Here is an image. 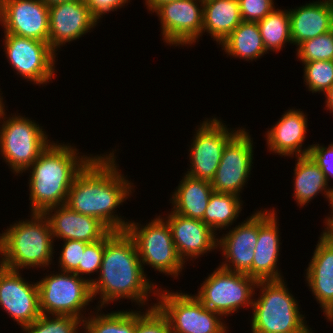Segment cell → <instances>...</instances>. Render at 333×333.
Listing matches in <instances>:
<instances>
[{
	"mask_svg": "<svg viewBox=\"0 0 333 333\" xmlns=\"http://www.w3.org/2000/svg\"><path fill=\"white\" fill-rule=\"evenodd\" d=\"M115 160L113 152L94 156L75 177L65 205L99 219L111 231L118 232L125 231L129 222L114 211L132 195L133 183L124 178Z\"/></svg>",
	"mask_w": 333,
	"mask_h": 333,
	"instance_id": "cell-1",
	"label": "cell"
},
{
	"mask_svg": "<svg viewBox=\"0 0 333 333\" xmlns=\"http://www.w3.org/2000/svg\"><path fill=\"white\" fill-rule=\"evenodd\" d=\"M99 275L98 279H90L93 298L101 294L98 312L104 304L122 298L144 306L150 293L158 291L156 285L146 278L135 242L126 231H110L105 236Z\"/></svg>",
	"mask_w": 333,
	"mask_h": 333,
	"instance_id": "cell-2",
	"label": "cell"
},
{
	"mask_svg": "<svg viewBox=\"0 0 333 333\" xmlns=\"http://www.w3.org/2000/svg\"><path fill=\"white\" fill-rule=\"evenodd\" d=\"M77 151L69 144L52 142L27 169L32 170L29 176L31 213H44L48 208L66 204L75 177L94 158L91 154L77 156Z\"/></svg>",
	"mask_w": 333,
	"mask_h": 333,
	"instance_id": "cell-3",
	"label": "cell"
},
{
	"mask_svg": "<svg viewBox=\"0 0 333 333\" xmlns=\"http://www.w3.org/2000/svg\"><path fill=\"white\" fill-rule=\"evenodd\" d=\"M31 217L30 221L10 225L0 234L3 267L19 271L25 267H48L52 263L54 239L49 221L43 213H32Z\"/></svg>",
	"mask_w": 333,
	"mask_h": 333,
	"instance_id": "cell-4",
	"label": "cell"
},
{
	"mask_svg": "<svg viewBox=\"0 0 333 333\" xmlns=\"http://www.w3.org/2000/svg\"><path fill=\"white\" fill-rule=\"evenodd\" d=\"M286 287L284 279L257 281L261 294L253 299L252 333H313Z\"/></svg>",
	"mask_w": 333,
	"mask_h": 333,
	"instance_id": "cell-5",
	"label": "cell"
},
{
	"mask_svg": "<svg viewBox=\"0 0 333 333\" xmlns=\"http://www.w3.org/2000/svg\"><path fill=\"white\" fill-rule=\"evenodd\" d=\"M4 108L3 104L0 108V120L3 119L0 127V154L11 171L22 174L52 142L34 120L21 115L9 116L7 119Z\"/></svg>",
	"mask_w": 333,
	"mask_h": 333,
	"instance_id": "cell-6",
	"label": "cell"
},
{
	"mask_svg": "<svg viewBox=\"0 0 333 333\" xmlns=\"http://www.w3.org/2000/svg\"><path fill=\"white\" fill-rule=\"evenodd\" d=\"M130 222L126 232L133 239L141 264L149 265L161 273L177 277L185 263L179 257L171 228L164 217H156L146 226Z\"/></svg>",
	"mask_w": 333,
	"mask_h": 333,
	"instance_id": "cell-7",
	"label": "cell"
},
{
	"mask_svg": "<svg viewBox=\"0 0 333 333\" xmlns=\"http://www.w3.org/2000/svg\"><path fill=\"white\" fill-rule=\"evenodd\" d=\"M160 291L152 292L159 297L155 306L167 318L171 333H227L222 316L205 307L194 295Z\"/></svg>",
	"mask_w": 333,
	"mask_h": 333,
	"instance_id": "cell-8",
	"label": "cell"
},
{
	"mask_svg": "<svg viewBox=\"0 0 333 333\" xmlns=\"http://www.w3.org/2000/svg\"><path fill=\"white\" fill-rule=\"evenodd\" d=\"M37 284L43 315H67L85 319L81 311L84 312V307L93 300L90 278L84 279L75 273L61 271L56 275H46Z\"/></svg>",
	"mask_w": 333,
	"mask_h": 333,
	"instance_id": "cell-9",
	"label": "cell"
},
{
	"mask_svg": "<svg viewBox=\"0 0 333 333\" xmlns=\"http://www.w3.org/2000/svg\"><path fill=\"white\" fill-rule=\"evenodd\" d=\"M256 284L257 281L247 274L219 266L205 279L194 296L205 307L225 317L237 312L242 306L252 308Z\"/></svg>",
	"mask_w": 333,
	"mask_h": 333,
	"instance_id": "cell-10",
	"label": "cell"
},
{
	"mask_svg": "<svg viewBox=\"0 0 333 333\" xmlns=\"http://www.w3.org/2000/svg\"><path fill=\"white\" fill-rule=\"evenodd\" d=\"M4 49L13 70L35 84L48 83L55 73L56 52L48 42L4 33Z\"/></svg>",
	"mask_w": 333,
	"mask_h": 333,
	"instance_id": "cell-11",
	"label": "cell"
},
{
	"mask_svg": "<svg viewBox=\"0 0 333 333\" xmlns=\"http://www.w3.org/2000/svg\"><path fill=\"white\" fill-rule=\"evenodd\" d=\"M194 134L191 148H189L191 161L190 169L185 174L195 179L211 182L221 161L223 150L227 142L240 130L229 131L217 119H206ZM191 149V150H190Z\"/></svg>",
	"mask_w": 333,
	"mask_h": 333,
	"instance_id": "cell-12",
	"label": "cell"
},
{
	"mask_svg": "<svg viewBox=\"0 0 333 333\" xmlns=\"http://www.w3.org/2000/svg\"><path fill=\"white\" fill-rule=\"evenodd\" d=\"M253 140L243 128L227 142L220 164L210 182L215 192L239 196L253 164Z\"/></svg>",
	"mask_w": 333,
	"mask_h": 333,
	"instance_id": "cell-13",
	"label": "cell"
},
{
	"mask_svg": "<svg viewBox=\"0 0 333 333\" xmlns=\"http://www.w3.org/2000/svg\"><path fill=\"white\" fill-rule=\"evenodd\" d=\"M154 12L160 18L166 44L191 45L202 36L203 0H174L161 4Z\"/></svg>",
	"mask_w": 333,
	"mask_h": 333,
	"instance_id": "cell-14",
	"label": "cell"
},
{
	"mask_svg": "<svg viewBox=\"0 0 333 333\" xmlns=\"http://www.w3.org/2000/svg\"><path fill=\"white\" fill-rule=\"evenodd\" d=\"M4 33L48 42L49 6L42 0H0Z\"/></svg>",
	"mask_w": 333,
	"mask_h": 333,
	"instance_id": "cell-15",
	"label": "cell"
},
{
	"mask_svg": "<svg viewBox=\"0 0 333 333\" xmlns=\"http://www.w3.org/2000/svg\"><path fill=\"white\" fill-rule=\"evenodd\" d=\"M19 272L3 266L0 268V307H3L23 330L42 313L37 282H26Z\"/></svg>",
	"mask_w": 333,
	"mask_h": 333,
	"instance_id": "cell-16",
	"label": "cell"
},
{
	"mask_svg": "<svg viewBox=\"0 0 333 333\" xmlns=\"http://www.w3.org/2000/svg\"><path fill=\"white\" fill-rule=\"evenodd\" d=\"M97 23L84 0H72L51 5L49 6L48 43L56 52L63 44L85 35Z\"/></svg>",
	"mask_w": 333,
	"mask_h": 333,
	"instance_id": "cell-17",
	"label": "cell"
},
{
	"mask_svg": "<svg viewBox=\"0 0 333 333\" xmlns=\"http://www.w3.org/2000/svg\"><path fill=\"white\" fill-rule=\"evenodd\" d=\"M259 232V211L244 220L241 225L229 230L225 236L218 239L217 246L222 251L226 261L222 268L247 274L251 277V267L254 259ZM229 262V263H227ZM232 264V265H231Z\"/></svg>",
	"mask_w": 333,
	"mask_h": 333,
	"instance_id": "cell-18",
	"label": "cell"
},
{
	"mask_svg": "<svg viewBox=\"0 0 333 333\" xmlns=\"http://www.w3.org/2000/svg\"><path fill=\"white\" fill-rule=\"evenodd\" d=\"M274 208L259 211V232L254 259L251 267V278L256 281L281 280L277 262L280 250L278 220ZM277 268V269H276Z\"/></svg>",
	"mask_w": 333,
	"mask_h": 333,
	"instance_id": "cell-19",
	"label": "cell"
},
{
	"mask_svg": "<svg viewBox=\"0 0 333 333\" xmlns=\"http://www.w3.org/2000/svg\"><path fill=\"white\" fill-rule=\"evenodd\" d=\"M166 218L164 220L171 228L177 253L184 263L187 258L196 260L198 256L217 249L216 232L202 220L188 218L173 211Z\"/></svg>",
	"mask_w": 333,
	"mask_h": 333,
	"instance_id": "cell-20",
	"label": "cell"
},
{
	"mask_svg": "<svg viewBox=\"0 0 333 333\" xmlns=\"http://www.w3.org/2000/svg\"><path fill=\"white\" fill-rule=\"evenodd\" d=\"M43 214L49 221L53 239L58 237L63 241L93 243L103 239L111 231L99 219L75 212L66 205L48 208Z\"/></svg>",
	"mask_w": 333,
	"mask_h": 333,
	"instance_id": "cell-21",
	"label": "cell"
},
{
	"mask_svg": "<svg viewBox=\"0 0 333 333\" xmlns=\"http://www.w3.org/2000/svg\"><path fill=\"white\" fill-rule=\"evenodd\" d=\"M306 117L300 109L285 112L266 133L269 150L280 156L308 155L312 145L303 150L301 148L308 128Z\"/></svg>",
	"mask_w": 333,
	"mask_h": 333,
	"instance_id": "cell-22",
	"label": "cell"
},
{
	"mask_svg": "<svg viewBox=\"0 0 333 333\" xmlns=\"http://www.w3.org/2000/svg\"><path fill=\"white\" fill-rule=\"evenodd\" d=\"M306 269V281L323 312L333 306V240L323 231Z\"/></svg>",
	"mask_w": 333,
	"mask_h": 333,
	"instance_id": "cell-23",
	"label": "cell"
},
{
	"mask_svg": "<svg viewBox=\"0 0 333 333\" xmlns=\"http://www.w3.org/2000/svg\"><path fill=\"white\" fill-rule=\"evenodd\" d=\"M290 36L292 44L300 43L325 34L333 27V3L329 0L306 3L290 9Z\"/></svg>",
	"mask_w": 333,
	"mask_h": 333,
	"instance_id": "cell-24",
	"label": "cell"
},
{
	"mask_svg": "<svg viewBox=\"0 0 333 333\" xmlns=\"http://www.w3.org/2000/svg\"><path fill=\"white\" fill-rule=\"evenodd\" d=\"M294 170V197L299 206L309 203L322 192L329 200L333 212V188L328 187L326 176L320 167L309 156H298Z\"/></svg>",
	"mask_w": 333,
	"mask_h": 333,
	"instance_id": "cell-25",
	"label": "cell"
},
{
	"mask_svg": "<svg viewBox=\"0 0 333 333\" xmlns=\"http://www.w3.org/2000/svg\"><path fill=\"white\" fill-rule=\"evenodd\" d=\"M172 195L173 212L203 221L205 210L214 191L209 181L184 175Z\"/></svg>",
	"mask_w": 333,
	"mask_h": 333,
	"instance_id": "cell-26",
	"label": "cell"
},
{
	"mask_svg": "<svg viewBox=\"0 0 333 333\" xmlns=\"http://www.w3.org/2000/svg\"><path fill=\"white\" fill-rule=\"evenodd\" d=\"M241 22L238 0L203 1L202 33H209L218 45L222 44Z\"/></svg>",
	"mask_w": 333,
	"mask_h": 333,
	"instance_id": "cell-27",
	"label": "cell"
},
{
	"mask_svg": "<svg viewBox=\"0 0 333 333\" xmlns=\"http://www.w3.org/2000/svg\"><path fill=\"white\" fill-rule=\"evenodd\" d=\"M221 45L226 54L248 61L267 52L257 22L242 21Z\"/></svg>",
	"mask_w": 333,
	"mask_h": 333,
	"instance_id": "cell-28",
	"label": "cell"
},
{
	"mask_svg": "<svg viewBox=\"0 0 333 333\" xmlns=\"http://www.w3.org/2000/svg\"><path fill=\"white\" fill-rule=\"evenodd\" d=\"M242 205L240 197L237 195L213 191L204 213L203 222L214 232L222 230V228L226 229L239 217Z\"/></svg>",
	"mask_w": 333,
	"mask_h": 333,
	"instance_id": "cell-29",
	"label": "cell"
},
{
	"mask_svg": "<svg viewBox=\"0 0 333 333\" xmlns=\"http://www.w3.org/2000/svg\"><path fill=\"white\" fill-rule=\"evenodd\" d=\"M264 47L268 51H280L285 43H292L288 10L273 9L264 19L257 22Z\"/></svg>",
	"mask_w": 333,
	"mask_h": 333,
	"instance_id": "cell-30",
	"label": "cell"
},
{
	"mask_svg": "<svg viewBox=\"0 0 333 333\" xmlns=\"http://www.w3.org/2000/svg\"><path fill=\"white\" fill-rule=\"evenodd\" d=\"M136 311L91 315L83 320L85 333H135Z\"/></svg>",
	"mask_w": 333,
	"mask_h": 333,
	"instance_id": "cell-31",
	"label": "cell"
},
{
	"mask_svg": "<svg viewBox=\"0 0 333 333\" xmlns=\"http://www.w3.org/2000/svg\"><path fill=\"white\" fill-rule=\"evenodd\" d=\"M43 315L23 329L25 333H78L83 320L67 315ZM82 322V323H81ZM79 327V328H78ZM80 333V331H79Z\"/></svg>",
	"mask_w": 333,
	"mask_h": 333,
	"instance_id": "cell-32",
	"label": "cell"
},
{
	"mask_svg": "<svg viewBox=\"0 0 333 333\" xmlns=\"http://www.w3.org/2000/svg\"><path fill=\"white\" fill-rule=\"evenodd\" d=\"M297 47V58L305 62L333 61V31L308 39Z\"/></svg>",
	"mask_w": 333,
	"mask_h": 333,
	"instance_id": "cell-33",
	"label": "cell"
},
{
	"mask_svg": "<svg viewBox=\"0 0 333 333\" xmlns=\"http://www.w3.org/2000/svg\"><path fill=\"white\" fill-rule=\"evenodd\" d=\"M303 64L304 82L309 91L325 93L333 85V61L317 60Z\"/></svg>",
	"mask_w": 333,
	"mask_h": 333,
	"instance_id": "cell-34",
	"label": "cell"
},
{
	"mask_svg": "<svg viewBox=\"0 0 333 333\" xmlns=\"http://www.w3.org/2000/svg\"><path fill=\"white\" fill-rule=\"evenodd\" d=\"M142 313L136 312L135 333H171L167 318L155 304Z\"/></svg>",
	"mask_w": 333,
	"mask_h": 333,
	"instance_id": "cell-35",
	"label": "cell"
},
{
	"mask_svg": "<svg viewBox=\"0 0 333 333\" xmlns=\"http://www.w3.org/2000/svg\"><path fill=\"white\" fill-rule=\"evenodd\" d=\"M104 250L105 237L99 241L88 243L82 254L81 263H79V267L74 273L84 278L83 275L100 272L98 270L101 268Z\"/></svg>",
	"mask_w": 333,
	"mask_h": 333,
	"instance_id": "cell-36",
	"label": "cell"
},
{
	"mask_svg": "<svg viewBox=\"0 0 333 333\" xmlns=\"http://www.w3.org/2000/svg\"><path fill=\"white\" fill-rule=\"evenodd\" d=\"M60 251L59 266L61 271L74 273L81 263L82 254L88 243L84 241L65 240Z\"/></svg>",
	"mask_w": 333,
	"mask_h": 333,
	"instance_id": "cell-37",
	"label": "cell"
},
{
	"mask_svg": "<svg viewBox=\"0 0 333 333\" xmlns=\"http://www.w3.org/2000/svg\"><path fill=\"white\" fill-rule=\"evenodd\" d=\"M242 21L258 22L273 9V0H238Z\"/></svg>",
	"mask_w": 333,
	"mask_h": 333,
	"instance_id": "cell-38",
	"label": "cell"
},
{
	"mask_svg": "<svg viewBox=\"0 0 333 333\" xmlns=\"http://www.w3.org/2000/svg\"><path fill=\"white\" fill-rule=\"evenodd\" d=\"M319 145L313 144L308 155L320 167L329 181V176L333 177V144L328 145L327 148Z\"/></svg>",
	"mask_w": 333,
	"mask_h": 333,
	"instance_id": "cell-39",
	"label": "cell"
},
{
	"mask_svg": "<svg viewBox=\"0 0 333 333\" xmlns=\"http://www.w3.org/2000/svg\"><path fill=\"white\" fill-rule=\"evenodd\" d=\"M129 0H84L89 8L91 16L98 22L101 16L107 12L116 11L121 8Z\"/></svg>",
	"mask_w": 333,
	"mask_h": 333,
	"instance_id": "cell-40",
	"label": "cell"
},
{
	"mask_svg": "<svg viewBox=\"0 0 333 333\" xmlns=\"http://www.w3.org/2000/svg\"><path fill=\"white\" fill-rule=\"evenodd\" d=\"M145 5H147L149 11H155L161 4H164L166 2L174 1V0H145Z\"/></svg>",
	"mask_w": 333,
	"mask_h": 333,
	"instance_id": "cell-41",
	"label": "cell"
},
{
	"mask_svg": "<svg viewBox=\"0 0 333 333\" xmlns=\"http://www.w3.org/2000/svg\"><path fill=\"white\" fill-rule=\"evenodd\" d=\"M326 97V107L327 110H330V112H333V85L324 93Z\"/></svg>",
	"mask_w": 333,
	"mask_h": 333,
	"instance_id": "cell-42",
	"label": "cell"
},
{
	"mask_svg": "<svg viewBox=\"0 0 333 333\" xmlns=\"http://www.w3.org/2000/svg\"><path fill=\"white\" fill-rule=\"evenodd\" d=\"M325 221L327 228H324V232L333 240V215L331 214Z\"/></svg>",
	"mask_w": 333,
	"mask_h": 333,
	"instance_id": "cell-43",
	"label": "cell"
},
{
	"mask_svg": "<svg viewBox=\"0 0 333 333\" xmlns=\"http://www.w3.org/2000/svg\"><path fill=\"white\" fill-rule=\"evenodd\" d=\"M47 6H51L57 3H62L66 1H72V0H42Z\"/></svg>",
	"mask_w": 333,
	"mask_h": 333,
	"instance_id": "cell-44",
	"label": "cell"
},
{
	"mask_svg": "<svg viewBox=\"0 0 333 333\" xmlns=\"http://www.w3.org/2000/svg\"><path fill=\"white\" fill-rule=\"evenodd\" d=\"M325 314L328 321L330 320L331 322H333V306Z\"/></svg>",
	"mask_w": 333,
	"mask_h": 333,
	"instance_id": "cell-45",
	"label": "cell"
},
{
	"mask_svg": "<svg viewBox=\"0 0 333 333\" xmlns=\"http://www.w3.org/2000/svg\"><path fill=\"white\" fill-rule=\"evenodd\" d=\"M0 97H1V98H0V108H1V106H2L4 103L2 102V101H3V100H2L3 98H2L1 95H0Z\"/></svg>",
	"mask_w": 333,
	"mask_h": 333,
	"instance_id": "cell-46",
	"label": "cell"
},
{
	"mask_svg": "<svg viewBox=\"0 0 333 333\" xmlns=\"http://www.w3.org/2000/svg\"><path fill=\"white\" fill-rule=\"evenodd\" d=\"M3 265H2V259H0V268L2 267Z\"/></svg>",
	"mask_w": 333,
	"mask_h": 333,
	"instance_id": "cell-47",
	"label": "cell"
}]
</instances>
